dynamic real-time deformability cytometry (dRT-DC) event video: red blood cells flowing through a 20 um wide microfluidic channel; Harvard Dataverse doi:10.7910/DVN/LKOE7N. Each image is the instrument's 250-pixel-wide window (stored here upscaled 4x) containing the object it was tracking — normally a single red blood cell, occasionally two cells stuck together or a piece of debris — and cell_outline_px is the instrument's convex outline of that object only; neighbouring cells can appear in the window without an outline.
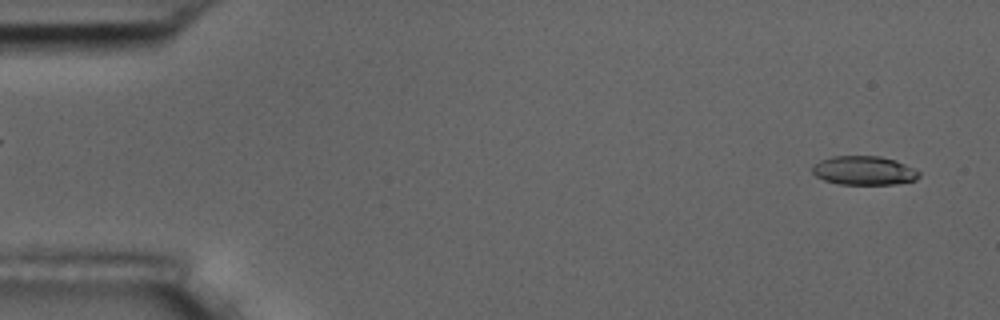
{"species": "common noctule bat (a hibernating species)", "species_latin": "Nyctalus noctula", "temperature_condition": "room temperature", "stored_images_in_passage": 15, "camera_frame_rate_fps": 3000, "um_per_image_px": 0.085, "animal": {"sex": "male", "body_mass_g": 17.5, "forearm_length_mm": 52.3}, "frame": {"image": 1, "passage_image": 2, "time_ms": 0.333, "image_size_px": [1000, 320], "cell_outline_px": [[920, 176], [916, 180], [896, 184], [840, 184], [824, 180], [816, 176], [812, 172], [812, 168], [820, 160], [832, 156], [880, 156], [896, 160], [920, 172]], "centroid_in_image_um": [73.45, 14.49], "position_along_channel_um": 11.6, "area_um2": 17.92}}
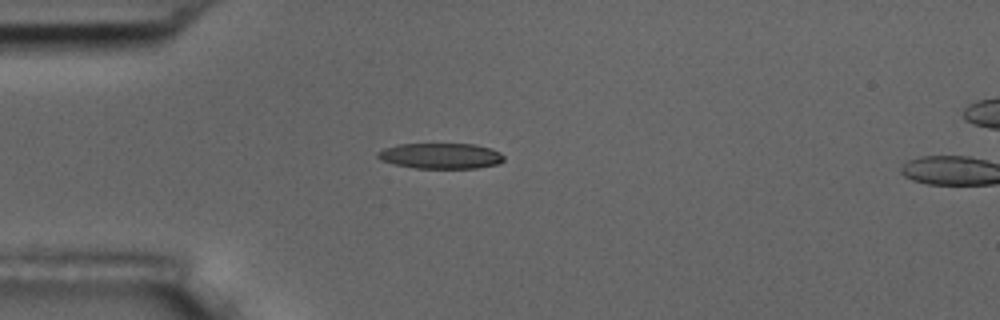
{"frame": {"image": 2, "passage_image": 14, "time_ms": 4.333, "image_size_px": [1000, 320], "cell_outline_px": [[504, 160], [500, 164], [476, 168], [416, 168], [396, 164], [380, 160], [376, 156], [376, 152], [384, 148], [396, 144], [476, 144], [492, 148], [500, 152], [504, 156]], "centroid_in_image_um": [37.48, 13.24], "position_along_channel_um": 47.5, "area_um2": 19.02}}